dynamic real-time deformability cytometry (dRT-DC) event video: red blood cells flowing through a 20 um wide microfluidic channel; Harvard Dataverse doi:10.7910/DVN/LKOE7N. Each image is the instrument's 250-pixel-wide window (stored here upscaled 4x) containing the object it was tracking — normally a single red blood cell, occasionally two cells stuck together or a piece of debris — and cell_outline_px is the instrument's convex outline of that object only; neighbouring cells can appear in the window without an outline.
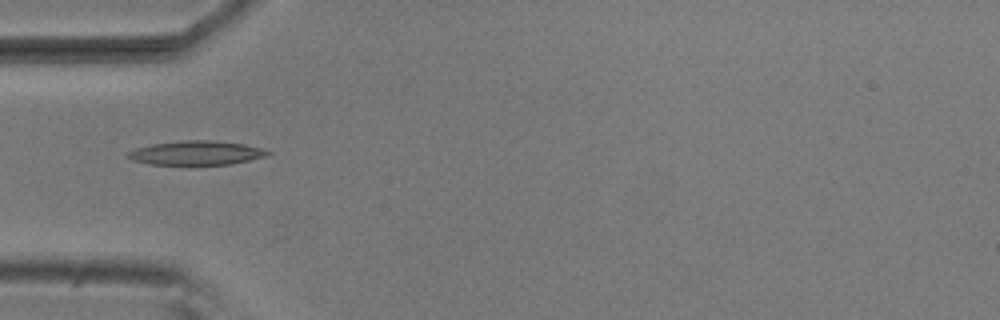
{"species": "common noctule bat (a hibernating species)", "species_latin": "Nyctalus noctula", "temperature_condition": "room temperature", "stored_images_in_passage": 5, "camera_frame_rate_fps": 3000, "um_per_image_px": 0.085, "animal": {"sex": "male", "body_mass_g": 20.5, "forearm_length_mm": 52.5}, "frame": {"image": 1, "passage_image": 5, "time_ms": 1.333, "image_size_px": [1000, 320], "cell_outline_px": [[272, 152], [268, 156], [232, 164], [148, 164], [132, 160], [128, 156], [128, 152], [136, 148], [152, 144], [184, 140], [212, 140], [244, 144], [260, 148]], "centroid_in_image_um": [16.71, 12.99], "position_along_channel_um": 68.3, "area_um2": 19.48}}